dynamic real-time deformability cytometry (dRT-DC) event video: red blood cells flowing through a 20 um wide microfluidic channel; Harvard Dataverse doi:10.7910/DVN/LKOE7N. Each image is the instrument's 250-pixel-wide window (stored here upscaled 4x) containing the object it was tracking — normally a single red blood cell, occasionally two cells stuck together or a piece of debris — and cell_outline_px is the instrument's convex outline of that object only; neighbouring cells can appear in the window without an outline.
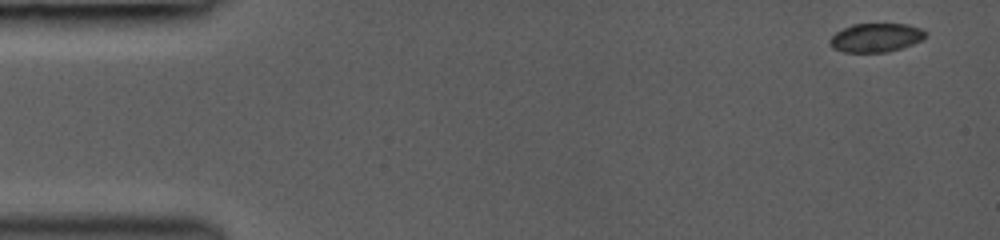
{"species": "common noctule bat (a hibernating species)", "species_latin": "Nyctalus noctula", "temperature_condition": "room temperature", "stored_images_in_passage": 38, "camera_frame_rate_fps": 3000, "um_per_image_px": 0.085, "animal": {"sex": "female", "body_mass_g": 19.0, "forearm_length_mm": 53.3}, "frame": {"image": 1, "passage_image": 1, "time_ms": 0.0, "image_size_px": [1000, 240], "cell_outline_px": [[928, 36], [924, 40], [888, 52], [844, 52], [832, 48], [828, 44], [828, 40], [836, 32], [852, 24], [908, 24], [920, 28], [928, 32]], "centroid_in_image_um": [74.47, 3.2], "position_along_channel_um": 10.5, "area_um2": 16.24}}
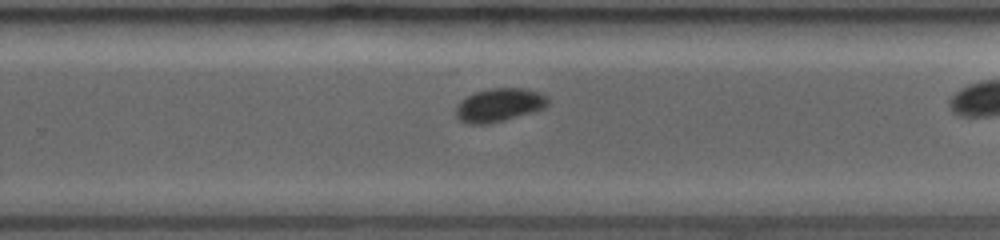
{"frame": {"image": 2, "passage_image": 26, "time_ms": 9.667, "image_size_px": [1000, 240], "cell_outline_px": [[548, 104], [544, 108], [532, 112], [504, 120], [488, 124], [468, 124], [460, 120], [456, 116], [456, 104], [460, 100], [476, 92], [492, 88], [524, 88], [540, 92], [548, 96]], "centroid_in_image_um": [42.43, 8.92], "position_along_channel_um": 287.4, "area_um2": 17.92}}
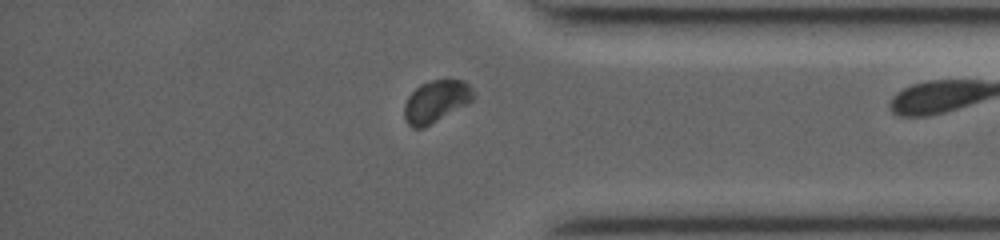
{"frame": {"image": 3, "passage_image": 37, "time_ms": 12.333, "image_size_px": [1000, 240], "cell_outline_px": [[476, 96], [468, 104], [424, 128], [412, 128], [404, 120], [404, 104], [408, 96], [420, 84], [432, 80], [464, 80], [472, 88]], "centroid_in_image_um": [37.06, 8.63], "position_along_channel_um": 398.1, "area_um2": 17.11}}